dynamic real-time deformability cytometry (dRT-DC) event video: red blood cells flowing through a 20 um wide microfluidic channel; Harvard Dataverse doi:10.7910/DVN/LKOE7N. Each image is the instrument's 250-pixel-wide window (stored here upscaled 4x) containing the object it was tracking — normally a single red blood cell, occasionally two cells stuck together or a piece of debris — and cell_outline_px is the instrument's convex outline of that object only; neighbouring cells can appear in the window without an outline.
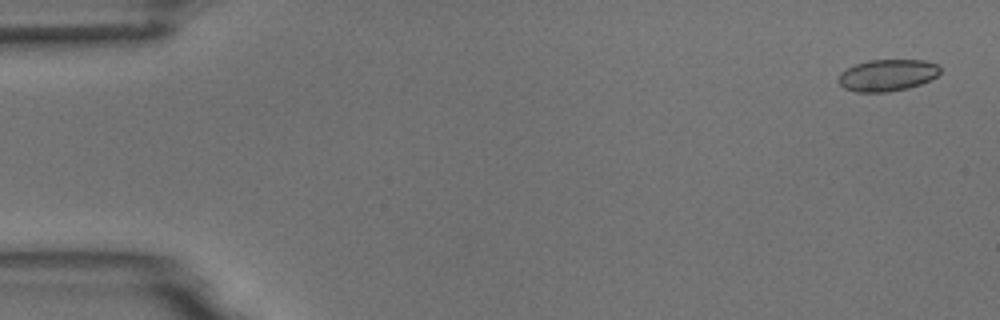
{"species": "common noctule bat (a hibernating species)", "species_latin": "Nyctalus noctula", "temperature_condition": "room temperature", "stored_images_in_passage": 5, "camera_frame_rate_fps": 3000, "um_per_image_px": 0.085, "animal": {"sex": "male", "body_mass_g": 18.8}, "frame": {"image": 1, "passage_image": 1, "time_ms": 0.0, "image_size_px": [1000, 320], "cell_outline_px": [[940, 72], [936, 76], [920, 84], [908, 88], [888, 92], [856, 92], [844, 88], [836, 80], [840, 72], [856, 64], [868, 60], [924, 60], [936, 64], [940, 68]], "centroid_in_image_um": [75.38, 6.4], "position_along_channel_um": 9.6, "area_um2": 18.79}}
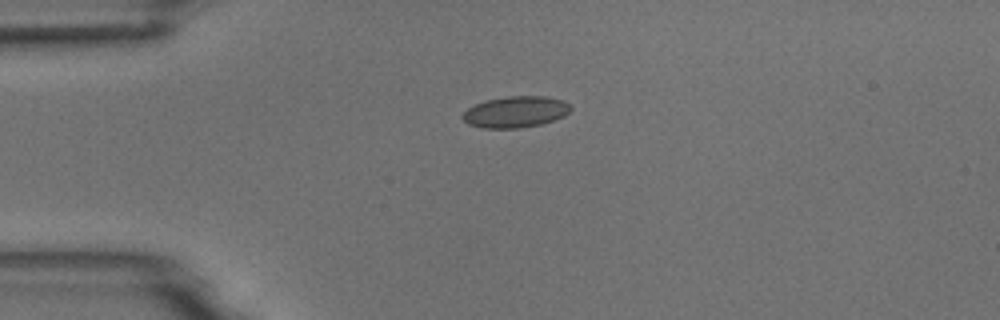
{"frame": {"image": 2, "passage_image": 4, "time_ms": 3.667, "image_size_px": [1000, 320], "cell_outline_px": [[572, 108], [564, 116], [540, 124], [520, 128], [484, 128], [468, 124], [460, 116], [468, 108], [476, 104], [488, 100], [508, 96], [544, 96], [564, 100]], "centroid_in_image_um": [43.82, 9.51], "position_along_channel_um": 41.2, "area_um2": 19.54}}